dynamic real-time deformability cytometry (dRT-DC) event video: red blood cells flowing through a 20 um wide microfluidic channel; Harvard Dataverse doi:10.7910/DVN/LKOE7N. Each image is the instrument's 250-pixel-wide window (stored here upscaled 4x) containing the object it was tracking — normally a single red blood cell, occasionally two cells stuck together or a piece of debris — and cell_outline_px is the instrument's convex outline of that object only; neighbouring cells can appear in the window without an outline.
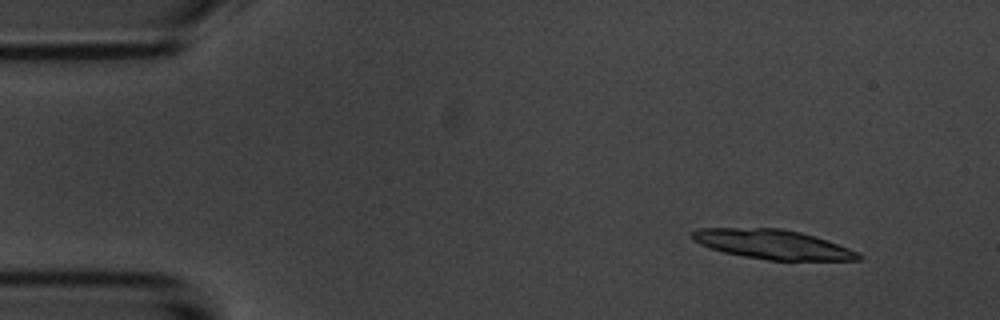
{"species": "common noctule bat (a hibernating species)", "species_latin": "Nyctalus noctula", "temperature_condition": "room temperature", "stored_images_in_passage": 5, "camera_frame_rate_fps": 3000, "um_per_image_px": 0.085, "animal": {"sex": "male", "body_mass_g": 20.1, "forearm_length_mm": 53.5}, "frame": {"image": 1, "passage_image": 2, "time_ms": 1.333, "image_size_px": [1000, 320], "cell_outline_px": [[864, 256], [860, 260], [768, 260], [744, 256], [724, 252], [700, 244], [692, 240], [688, 236], [688, 232], [700, 228], [780, 228], [800, 232], [848, 248]], "centroid_in_image_um": [65.6, 20.76], "position_along_channel_um": 19.4, "area_um2": 28.26}}